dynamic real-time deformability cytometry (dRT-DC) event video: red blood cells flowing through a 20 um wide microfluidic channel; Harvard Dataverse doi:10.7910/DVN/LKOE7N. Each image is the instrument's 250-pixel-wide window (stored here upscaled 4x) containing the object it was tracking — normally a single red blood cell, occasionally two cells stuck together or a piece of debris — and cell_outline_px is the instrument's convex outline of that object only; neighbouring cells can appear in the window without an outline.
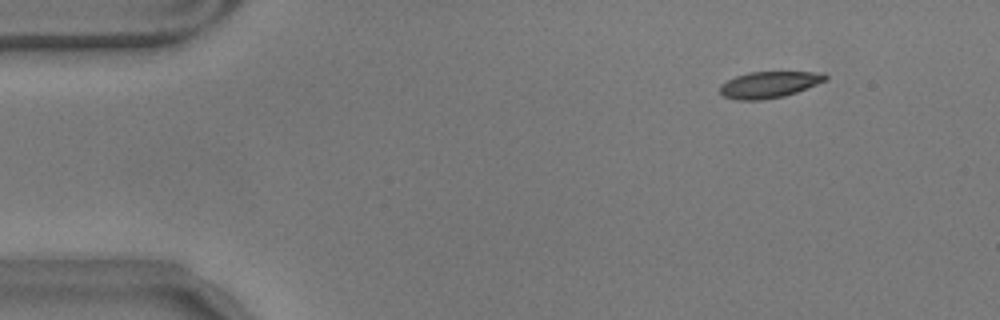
{"species": "common noctule bat (a hibernating species)", "species_latin": "Nyctalus noctula", "temperature_condition": "warm", "stored_images_in_passage": 12, "camera_frame_rate_fps": 3000, "um_per_image_px": 0.085, "animal": {"sex": "male", "body_mass_g": 17.9}, "frame": {"image": 1, "passage_image": 1, "time_ms": 0.0, "image_size_px": [1000, 320], "cell_outline_px": [[828, 80], [796, 92], [784, 96], [760, 100], [740, 100], [724, 96], [720, 92], [720, 84], [736, 76], [748, 72], [824, 72], [828, 76]], "centroid_in_image_um": [65.4, 7.18], "position_along_channel_um": 19.6, "area_um2": 16.18}}